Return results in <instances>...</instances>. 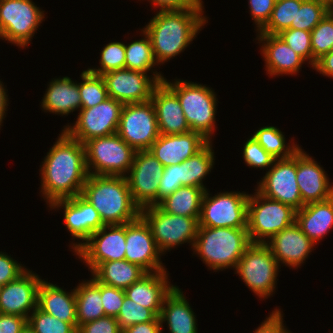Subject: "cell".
Listing matches in <instances>:
<instances>
[{
	"instance_id": "cell-22",
	"label": "cell",
	"mask_w": 333,
	"mask_h": 333,
	"mask_svg": "<svg viewBox=\"0 0 333 333\" xmlns=\"http://www.w3.org/2000/svg\"><path fill=\"white\" fill-rule=\"evenodd\" d=\"M260 46L261 58L264 59L265 71L269 77L296 75L308 64L278 35L256 34L255 42Z\"/></svg>"
},
{
	"instance_id": "cell-16",
	"label": "cell",
	"mask_w": 333,
	"mask_h": 333,
	"mask_svg": "<svg viewBox=\"0 0 333 333\" xmlns=\"http://www.w3.org/2000/svg\"><path fill=\"white\" fill-rule=\"evenodd\" d=\"M47 207L51 211L63 209L64 225L72 237L71 240L75 241L69 244L73 253H76L93 233L105 226L94 206L81 195L56 200Z\"/></svg>"
},
{
	"instance_id": "cell-48",
	"label": "cell",
	"mask_w": 333,
	"mask_h": 333,
	"mask_svg": "<svg viewBox=\"0 0 333 333\" xmlns=\"http://www.w3.org/2000/svg\"><path fill=\"white\" fill-rule=\"evenodd\" d=\"M183 186L180 181L179 164L164 167L162 178L159 180L158 203Z\"/></svg>"
},
{
	"instance_id": "cell-14",
	"label": "cell",
	"mask_w": 333,
	"mask_h": 333,
	"mask_svg": "<svg viewBox=\"0 0 333 333\" xmlns=\"http://www.w3.org/2000/svg\"><path fill=\"white\" fill-rule=\"evenodd\" d=\"M297 151L289 158L276 159L257 181L256 190L264 197L301 209L304 204L296 179Z\"/></svg>"
},
{
	"instance_id": "cell-28",
	"label": "cell",
	"mask_w": 333,
	"mask_h": 333,
	"mask_svg": "<svg viewBox=\"0 0 333 333\" xmlns=\"http://www.w3.org/2000/svg\"><path fill=\"white\" fill-rule=\"evenodd\" d=\"M40 102L45 113L67 117L81 110L79 82L68 76L52 78Z\"/></svg>"
},
{
	"instance_id": "cell-4",
	"label": "cell",
	"mask_w": 333,
	"mask_h": 333,
	"mask_svg": "<svg viewBox=\"0 0 333 333\" xmlns=\"http://www.w3.org/2000/svg\"><path fill=\"white\" fill-rule=\"evenodd\" d=\"M250 244L247 228L199 226L192 252L210 271L234 270Z\"/></svg>"
},
{
	"instance_id": "cell-8",
	"label": "cell",
	"mask_w": 333,
	"mask_h": 333,
	"mask_svg": "<svg viewBox=\"0 0 333 333\" xmlns=\"http://www.w3.org/2000/svg\"><path fill=\"white\" fill-rule=\"evenodd\" d=\"M45 14L33 0H0V39L21 49L29 48Z\"/></svg>"
},
{
	"instance_id": "cell-35",
	"label": "cell",
	"mask_w": 333,
	"mask_h": 333,
	"mask_svg": "<svg viewBox=\"0 0 333 333\" xmlns=\"http://www.w3.org/2000/svg\"><path fill=\"white\" fill-rule=\"evenodd\" d=\"M205 191L204 188L184 185L161 200L157 206L164 212L173 215L200 217L201 202Z\"/></svg>"
},
{
	"instance_id": "cell-20",
	"label": "cell",
	"mask_w": 333,
	"mask_h": 333,
	"mask_svg": "<svg viewBox=\"0 0 333 333\" xmlns=\"http://www.w3.org/2000/svg\"><path fill=\"white\" fill-rule=\"evenodd\" d=\"M42 277L27 268L15 280L2 287L0 294V313L25 317L37 307L38 289Z\"/></svg>"
},
{
	"instance_id": "cell-12",
	"label": "cell",
	"mask_w": 333,
	"mask_h": 333,
	"mask_svg": "<svg viewBox=\"0 0 333 333\" xmlns=\"http://www.w3.org/2000/svg\"><path fill=\"white\" fill-rule=\"evenodd\" d=\"M123 103L108 97L100 104L81 108L73 123L63 126L71 138L85 144L93 138L117 133Z\"/></svg>"
},
{
	"instance_id": "cell-40",
	"label": "cell",
	"mask_w": 333,
	"mask_h": 333,
	"mask_svg": "<svg viewBox=\"0 0 333 333\" xmlns=\"http://www.w3.org/2000/svg\"><path fill=\"white\" fill-rule=\"evenodd\" d=\"M313 67L316 61L333 49V9L311 31Z\"/></svg>"
},
{
	"instance_id": "cell-52",
	"label": "cell",
	"mask_w": 333,
	"mask_h": 333,
	"mask_svg": "<svg viewBox=\"0 0 333 333\" xmlns=\"http://www.w3.org/2000/svg\"><path fill=\"white\" fill-rule=\"evenodd\" d=\"M141 2V0H138ZM146 1V0H142ZM202 0H147L158 11L184 10L195 8Z\"/></svg>"
},
{
	"instance_id": "cell-34",
	"label": "cell",
	"mask_w": 333,
	"mask_h": 333,
	"mask_svg": "<svg viewBox=\"0 0 333 333\" xmlns=\"http://www.w3.org/2000/svg\"><path fill=\"white\" fill-rule=\"evenodd\" d=\"M213 142H208L199 152L179 164L181 184L204 188L203 183L215 166Z\"/></svg>"
},
{
	"instance_id": "cell-11",
	"label": "cell",
	"mask_w": 333,
	"mask_h": 333,
	"mask_svg": "<svg viewBox=\"0 0 333 333\" xmlns=\"http://www.w3.org/2000/svg\"><path fill=\"white\" fill-rule=\"evenodd\" d=\"M245 191H223L212 196L204 192L199 226L210 228H247L248 198Z\"/></svg>"
},
{
	"instance_id": "cell-18",
	"label": "cell",
	"mask_w": 333,
	"mask_h": 333,
	"mask_svg": "<svg viewBox=\"0 0 333 333\" xmlns=\"http://www.w3.org/2000/svg\"><path fill=\"white\" fill-rule=\"evenodd\" d=\"M125 260L143 268L147 273L167 270L161 260L163 254L158 249L146 221L139 216L126 223Z\"/></svg>"
},
{
	"instance_id": "cell-39",
	"label": "cell",
	"mask_w": 333,
	"mask_h": 333,
	"mask_svg": "<svg viewBox=\"0 0 333 333\" xmlns=\"http://www.w3.org/2000/svg\"><path fill=\"white\" fill-rule=\"evenodd\" d=\"M79 92L81 108L96 106L108 98L107 88L101 75L91 73L88 69L80 74Z\"/></svg>"
},
{
	"instance_id": "cell-21",
	"label": "cell",
	"mask_w": 333,
	"mask_h": 333,
	"mask_svg": "<svg viewBox=\"0 0 333 333\" xmlns=\"http://www.w3.org/2000/svg\"><path fill=\"white\" fill-rule=\"evenodd\" d=\"M327 171L302 147L297 150L296 179L304 205L324 201L333 196V182Z\"/></svg>"
},
{
	"instance_id": "cell-6",
	"label": "cell",
	"mask_w": 333,
	"mask_h": 333,
	"mask_svg": "<svg viewBox=\"0 0 333 333\" xmlns=\"http://www.w3.org/2000/svg\"><path fill=\"white\" fill-rule=\"evenodd\" d=\"M279 269L281 266L266 244L251 243L237 263L234 274L259 300H265L276 292Z\"/></svg>"
},
{
	"instance_id": "cell-17",
	"label": "cell",
	"mask_w": 333,
	"mask_h": 333,
	"mask_svg": "<svg viewBox=\"0 0 333 333\" xmlns=\"http://www.w3.org/2000/svg\"><path fill=\"white\" fill-rule=\"evenodd\" d=\"M164 166L149 151H136L133 164L126 175L134 203L143 209L158 204L159 180Z\"/></svg>"
},
{
	"instance_id": "cell-24",
	"label": "cell",
	"mask_w": 333,
	"mask_h": 333,
	"mask_svg": "<svg viewBox=\"0 0 333 333\" xmlns=\"http://www.w3.org/2000/svg\"><path fill=\"white\" fill-rule=\"evenodd\" d=\"M209 141L201 134L190 131L184 134L159 135L149 151L164 167L176 165L199 152Z\"/></svg>"
},
{
	"instance_id": "cell-49",
	"label": "cell",
	"mask_w": 333,
	"mask_h": 333,
	"mask_svg": "<svg viewBox=\"0 0 333 333\" xmlns=\"http://www.w3.org/2000/svg\"><path fill=\"white\" fill-rule=\"evenodd\" d=\"M26 269L27 266L17 262L11 257V254L8 255V253L0 251V284L4 286L15 280Z\"/></svg>"
},
{
	"instance_id": "cell-30",
	"label": "cell",
	"mask_w": 333,
	"mask_h": 333,
	"mask_svg": "<svg viewBox=\"0 0 333 333\" xmlns=\"http://www.w3.org/2000/svg\"><path fill=\"white\" fill-rule=\"evenodd\" d=\"M295 222L315 245L320 243L333 228V196L304 205L296 211Z\"/></svg>"
},
{
	"instance_id": "cell-58",
	"label": "cell",
	"mask_w": 333,
	"mask_h": 333,
	"mask_svg": "<svg viewBox=\"0 0 333 333\" xmlns=\"http://www.w3.org/2000/svg\"><path fill=\"white\" fill-rule=\"evenodd\" d=\"M2 287H3V285H2V284H0V294H1Z\"/></svg>"
},
{
	"instance_id": "cell-29",
	"label": "cell",
	"mask_w": 333,
	"mask_h": 333,
	"mask_svg": "<svg viewBox=\"0 0 333 333\" xmlns=\"http://www.w3.org/2000/svg\"><path fill=\"white\" fill-rule=\"evenodd\" d=\"M37 307L70 323L77 330L75 287L69 292L64 287L43 279L38 289Z\"/></svg>"
},
{
	"instance_id": "cell-32",
	"label": "cell",
	"mask_w": 333,
	"mask_h": 333,
	"mask_svg": "<svg viewBox=\"0 0 333 333\" xmlns=\"http://www.w3.org/2000/svg\"><path fill=\"white\" fill-rule=\"evenodd\" d=\"M83 279L75 287L77 329L86 322L97 320L105 316L102 299L101 283L92 275Z\"/></svg>"
},
{
	"instance_id": "cell-54",
	"label": "cell",
	"mask_w": 333,
	"mask_h": 333,
	"mask_svg": "<svg viewBox=\"0 0 333 333\" xmlns=\"http://www.w3.org/2000/svg\"><path fill=\"white\" fill-rule=\"evenodd\" d=\"M121 333H162V324L158 316L154 321L132 325Z\"/></svg>"
},
{
	"instance_id": "cell-50",
	"label": "cell",
	"mask_w": 333,
	"mask_h": 333,
	"mask_svg": "<svg viewBox=\"0 0 333 333\" xmlns=\"http://www.w3.org/2000/svg\"><path fill=\"white\" fill-rule=\"evenodd\" d=\"M276 306L268 316L256 327L253 333H291L284 323V314L281 308ZM285 324V325H284Z\"/></svg>"
},
{
	"instance_id": "cell-15",
	"label": "cell",
	"mask_w": 333,
	"mask_h": 333,
	"mask_svg": "<svg viewBox=\"0 0 333 333\" xmlns=\"http://www.w3.org/2000/svg\"><path fill=\"white\" fill-rule=\"evenodd\" d=\"M126 223L105 225L74 253L91 273L103 262L125 259Z\"/></svg>"
},
{
	"instance_id": "cell-44",
	"label": "cell",
	"mask_w": 333,
	"mask_h": 333,
	"mask_svg": "<svg viewBox=\"0 0 333 333\" xmlns=\"http://www.w3.org/2000/svg\"><path fill=\"white\" fill-rule=\"evenodd\" d=\"M278 36L308 63V67L313 68L310 31L290 28L282 31Z\"/></svg>"
},
{
	"instance_id": "cell-5",
	"label": "cell",
	"mask_w": 333,
	"mask_h": 333,
	"mask_svg": "<svg viewBox=\"0 0 333 333\" xmlns=\"http://www.w3.org/2000/svg\"><path fill=\"white\" fill-rule=\"evenodd\" d=\"M171 80L165 78L163 82L177 95L190 130L212 142L218 128L216 113L219 101L215 90L206 84L177 77Z\"/></svg>"
},
{
	"instance_id": "cell-25",
	"label": "cell",
	"mask_w": 333,
	"mask_h": 333,
	"mask_svg": "<svg viewBox=\"0 0 333 333\" xmlns=\"http://www.w3.org/2000/svg\"><path fill=\"white\" fill-rule=\"evenodd\" d=\"M160 135H175L190 132L177 95L164 83L154 89L152 98Z\"/></svg>"
},
{
	"instance_id": "cell-46",
	"label": "cell",
	"mask_w": 333,
	"mask_h": 333,
	"mask_svg": "<svg viewBox=\"0 0 333 333\" xmlns=\"http://www.w3.org/2000/svg\"><path fill=\"white\" fill-rule=\"evenodd\" d=\"M125 296L123 289L101 284V299L105 316L116 318Z\"/></svg>"
},
{
	"instance_id": "cell-19",
	"label": "cell",
	"mask_w": 333,
	"mask_h": 333,
	"mask_svg": "<svg viewBox=\"0 0 333 333\" xmlns=\"http://www.w3.org/2000/svg\"><path fill=\"white\" fill-rule=\"evenodd\" d=\"M101 76L108 97L123 104L150 101L155 87L159 84L152 75L129 69L114 70Z\"/></svg>"
},
{
	"instance_id": "cell-2",
	"label": "cell",
	"mask_w": 333,
	"mask_h": 333,
	"mask_svg": "<svg viewBox=\"0 0 333 333\" xmlns=\"http://www.w3.org/2000/svg\"><path fill=\"white\" fill-rule=\"evenodd\" d=\"M204 2L195 8L157 11L144 26L151 40L154 58L158 65L170 62L193 44L209 17L204 15Z\"/></svg>"
},
{
	"instance_id": "cell-13",
	"label": "cell",
	"mask_w": 333,
	"mask_h": 333,
	"mask_svg": "<svg viewBox=\"0 0 333 333\" xmlns=\"http://www.w3.org/2000/svg\"><path fill=\"white\" fill-rule=\"evenodd\" d=\"M117 134L135 151L149 150L160 135L152 101L124 104Z\"/></svg>"
},
{
	"instance_id": "cell-42",
	"label": "cell",
	"mask_w": 333,
	"mask_h": 333,
	"mask_svg": "<svg viewBox=\"0 0 333 333\" xmlns=\"http://www.w3.org/2000/svg\"><path fill=\"white\" fill-rule=\"evenodd\" d=\"M157 317L151 309L145 308L125 296L116 319L120 330L123 331L135 324L154 321Z\"/></svg>"
},
{
	"instance_id": "cell-33",
	"label": "cell",
	"mask_w": 333,
	"mask_h": 333,
	"mask_svg": "<svg viewBox=\"0 0 333 333\" xmlns=\"http://www.w3.org/2000/svg\"><path fill=\"white\" fill-rule=\"evenodd\" d=\"M139 30L141 38L125 44V69L152 74L159 83L163 82L166 77L162 71H157L159 65L153 55L151 40L143 27Z\"/></svg>"
},
{
	"instance_id": "cell-10",
	"label": "cell",
	"mask_w": 333,
	"mask_h": 333,
	"mask_svg": "<svg viewBox=\"0 0 333 333\" xmlns=\"http://www.w3.org/2000/svg\"><path fill=\"white\" fill-rule=\"evenodd\" d=\"M84 145L86 166L90 175L128 174L136 151L117 133L90 139Z\"/></svg>"
},
{
	"instance_id": "cell-56",
	"label": "cell",
	"mask_w": 333,
	"mask_h": 333,
	"mask_svg": "<svg viewBox=\"0 0 333 333\" xmlns=\"http://www.w3.org/2000/svg\"><path fill=\"white\" fill-rule=\"evenodd\" d=\"M2 79H0V130L2 128V125L5 118H6V114H7V109L9 106V95H8V89L6 87V85H4L5 83H3V81H1Z\"/></svg>"
},
{
	"instance_id": "cell-36",
	"label": "cell",
	"mask_w": 333,
	"mask_h": 333,
	"mask_svg": "<svg viewBox=\"0 0 333 333\" xmlns=\"http://www.w3.org/2000/svg\"><path fill=\"white\" fill-rule=\"evenodd\" d=\"M251 136L276 159L289 158L301 147L294 137L287 143L284 132L272 125L258 128Z\"/></svg>"
},
{
	"instance_id": "cell-45",
	"label": "cell",
	"mask_w": 333,
	"mask_h": 333,
	"mask_svg": "<svg viewBox=\"0 0 333 333\" xmlns=\"http://www.w3.org/2000/svg\"><path fill=\"white\" fill-rule=\"evenodd\" d=\"M241 149L242 159L249 168H260V170L266 169L267 171L276 160L252 136L247 138Z\"/></svg>"
},
{
	"instance_id": "cell-55",
	"label": "cell",
	"mask_w": 333,
	"mask_h": 333,
	"mask_svg": "<svg viewBox=\"0 0 333 333\" xmlns=\"http://www.w3.org/2000/svg\"><path fill=\"white\" fill-rule=\"evenodd\" d=\"M322 76L333 78V49L316 61L312 68Z\"/></svg>"
},
{
	"instance_id": "cell-37",
	"label": "cell",
	"mask_w": 333,
	"mask_h": 333,
	"mask_svg": "<svg viewBox=\"0 0 333 333\" xmlns=\"http://www.w3.org/2000/svg\"><path fill=\"white\" fill-rule=\"evenodd\" d=\"M304 0H276L270 19L256 34L278 35L296 25L297 7Z\"/></svg>"
},
{
	"instance_id": "cell-47",
	"label": "cell",
	"mask_w": 333,
	"mask_h": 333,
	"mask_svg": "<svg viewBox=\"0 0 333 333\" xmlns=\"http://www.w3.org/2000/svg\"><path fill=\"white\" fill-rule=\"evenodd\" d=\"M250 17L255 25V33L259 32L270 19L276 0H248Z\"/></svg>"
},
{
	"instance_id": "cell-41",
	"label": "cell",
	"mask_w": 333,
	"mask_h": 333,
	"mask_svg": "<svg viewBox=\"0 0 333 333\" xmlns=\"http://www.w3.org/2000/svg\"><path fill=\"white\" fill-rule=\"evenodd\" d=\"M97 67L87 69L94 74L103 75L107 72L125 69V42L111 41L102 47Z\"/></svg>"
},
{
	"instance_id": "cell-38",
	"label": "cell",
	"mask_w": 333,
	"mask_h": 333,
	"mask_svg": "<svg viewBox=\"0 0 333 333\" xmlns=\"http://www.w3.org/2000/svg\"><path fill=\"white\" fill-rule=\"evenodd\" d=\"M332 9L330 0H304L297 7L296 25H291L290 28L311 32Z\"/></svg>"
},
{
	"instance_id": "cell-57",
	"label": "cell",
	"mask_w": 333,
	"mask_h": 333,
	"mask_svg": "<svg viewBox=\"0 0 333 333\" xmlns=\"http://www.w3.org/2000/svg\"><path fill=\"white\" fill-rule=\"evenodd\" d=\"M20 333H36L32 327L27 323Z\"/></svg>"
},
{
	"instance_id": "cell-3",
	"label": "cell",
	"mask_w": 333,
	"mask_h": 333,
	"mask_svg": "<svg viewBox=\"0 0 333 333\" xmlns=\"http://www.w3.org/2000/svg\"><path fill=\"white\" fill-rule=\"evenodd\" d=\"M80 195L94 206L105 225L129 223L140 216L126 176L89 174Z\"/></svg>"
},
{
	"instance_id": "cell-53",
	"label": "cell",
	"mask_w": 333,
	"mask_h": 333,
	"mask_svg": "<svg viewBox=\"0 0 333 333\" xmlns=\"http://www.w3.org/2000/svg\"><path fill=\"white\" fill-rule=\"evenodd\" d=\"M26 324L25 317L0 313V333H20Z\"/></svg>"
},
{
	"instance_id": "cell-43",
	"label": "cell",
	"mask_w": 333,
	"mask_h": 333,
	"mask_svg": "<svg viewBox=\"0 0 333 333\" xmlns=\"http://www.w3.org/2000/svg\"><path fill=\"white\" fill-rule=\"evenodd\" d=\"M27 323L36 333H77L70 323L59 320L38 307L31 312Z\"/></svg>"
},
{
	"instance_id": "cell-27",
	"label": "cell",
	"mask_w": 333,
	"mask_h": 333,
	"mask_svg": "<svg viewBox=\"0 0 333 333\" xmlns=\"http://www.w3.org/2000/svg\"><path fill=\"white\" fill-rule=\"evenodd\" d=\"M179 286L175 285L165 296L160 320L162 333L166 323L168 333H198L196 313Z\"/></svg>"
},
{
	"instance_id": "cell-7",
	"label": "cell",
	"mask_w": 333,
	"mask_h": 333,
	"mask_svg": "<svg viewBox=\"0 0 333 333\" xmlns=\"http://www.w3.org/2000/svg\"><path fill=\"white\" fill-rule=\"evenodd\" d=\"M254 190L248 198V236L251 243L265 244L278 232L295 223L297 210Z\"/></svg>"
},
{
	"instance_id": "cell-9",
	"label": "cell",
	"mask_w": 333,
	"mask_h": 333,
	"mask_svg": "<svg viewBox=\"0 0 333 333\" xmlns=\"http://www.w3.org/2000/svg\"><path fill=\"white\" fill-rule=\"evenodd\" d=\"M140 216L149 225L156 245L163 255L173 248L182 247V244H189L190 248H193L199 217L173 215L164 212L157 205L140 209Z\"/></svg>"
},
{
	"instance_id": "cell-23",
	"label": "cell",
	"mask_w": 333,
	"mask_h": 333,
	"mask_svg": "<svg viewBox=\"0 0 333 333\" xmlns=\"http://www.w3.org/2000/svg\"><path fill=\"white\" fill-rule=\"evenodd\" d=\"M265 244L270 248L280 266L283 264L295 270L301 268L311 252L315 250L314 248H317L296 222L278 232Z\"/></svg>"
},
{
	"instance_id": "cell-1",
	"label": "cell",
	"mask_w": 333,
	"mask_h": 333,
	"mask_svg": "<svg viewBox=\"0 0 333 333\" xmlns=\"http://www.w3.org/2000/svg\"><path fill=\"white\" fill-rule=\"evenodd\" d=\"M39 169L41 197L49 206L60 199L80 195L89 176L85 145L61 130Z\"/></svg>"
},
{
	"instance_id": "cell-51",
	"label": "cell",
	"mask_w": 333,
	"mask_h": 333,
	"mask_svg": "<svg viewBox=\"0 0 333 333\" xmlns=\"http://www.w3.org/2000/svg\"><path fill=\"white\" fill-rule=\"evenodd\" d=\"M77 333H121L115 317L104 316L79 326Z\"/></svg>"
},
{
	"instance_id": "cell-31",
	"label": "cell",
	"mask_w": 333,
	"mask_h": 333,
	"mask_svg": "<svg viewBox=\"0 0 333 333\" xmlns=\"http://www.w3.org/2000/svg\"><path fill=\"white\" fill-rule=\"evenodd\" d=\"M90 274L101 284L125 290L147 272L139 265L124 259L103 262Z\"/></svg>"
},
{
	"instance_id": "cell-26",
	"label": "cell",
	"mask_w": 333,
	"mask_h": 333,
	"mask_svg": "<svg viewBox=\"0 0 333 333\" xmlns=\"http://www.w3.org/2000/svg\"><path fill=\"white\" fill-rule=\"evenodd\" d=\"M169 275L167 270L147 273L139 281L126 288L125 295L160 316L165 296L175 286L169 281Z\"/></svg>"
}]
</instances>
